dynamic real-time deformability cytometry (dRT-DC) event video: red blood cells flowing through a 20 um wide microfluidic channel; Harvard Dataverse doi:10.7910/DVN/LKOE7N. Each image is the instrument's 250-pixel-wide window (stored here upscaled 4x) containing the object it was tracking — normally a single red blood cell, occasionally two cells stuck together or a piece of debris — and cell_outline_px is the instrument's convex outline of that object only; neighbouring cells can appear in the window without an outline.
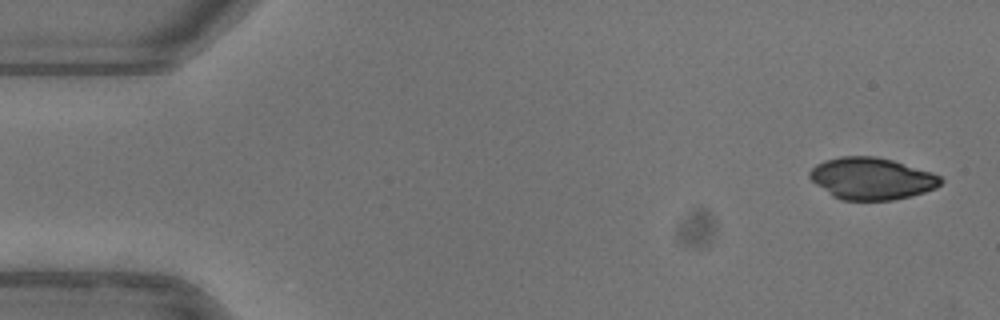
{"species": "common noctule bat (a hibernating species)", "species_latin": "Nyctalus noctula", "temperature_condition": "warm", "stored_images_in_passage": 50, "camera_frame_rate_fps": 3000, "um_per_image_px": 0.085, "animal": {"sex": "female"}, "frame": {"image": 1, "passage_image": 1, "time_ms": 0.0, "image_size_px": [1000, 320], "cell_outline_px": [[944, 180], [936, 188], [912, 196], [892, 200], [840, 200], [832, 196], [816, 184], [808, 176], [808, 172], [816, 164], [824, 160], [840, 156], [876, 156], [892, 160], [932, 172], [940, 176]], "centroid_in_image_um": [74.08, 15.17], "position_along_channel_um": 10.9, "area_um2": 32.14}}